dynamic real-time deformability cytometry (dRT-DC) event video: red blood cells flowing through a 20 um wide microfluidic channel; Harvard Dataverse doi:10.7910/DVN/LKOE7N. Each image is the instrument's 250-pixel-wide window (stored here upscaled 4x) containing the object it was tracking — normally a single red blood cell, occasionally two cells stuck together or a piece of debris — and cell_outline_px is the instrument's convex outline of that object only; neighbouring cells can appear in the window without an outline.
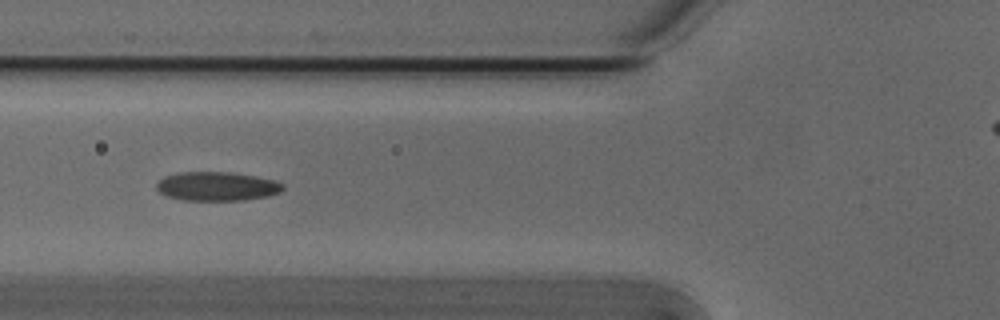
{"species": "Egyptian fruit bat (a non-hibernating species)", "species_latin": "Rousettus aegyptiacus", "temperature_condition": "cold", "stored_images_in_passage": 55, "camera_frame_rate_fps": 3000, "um_per_image_px": 0.085, "animal": {"sex": "male"}, "frame": {"image": 1, "passage_image": 20, "time_ms": 6.333, "image_size_px": [1000, 320], "cell_outline_px": [[284, 188], [280, 192], [268, 196], [244, 200], [184, 200], [168, 196], [160, 192], [156, 188], [156, 184], [164, 176], [180, 172], [232, 172], [272, 180], [284, 184]], "centroid_in_image_um": [18.43, 15.84], "position_along_channel_um": 107.4, "area_um2": 21.15}}
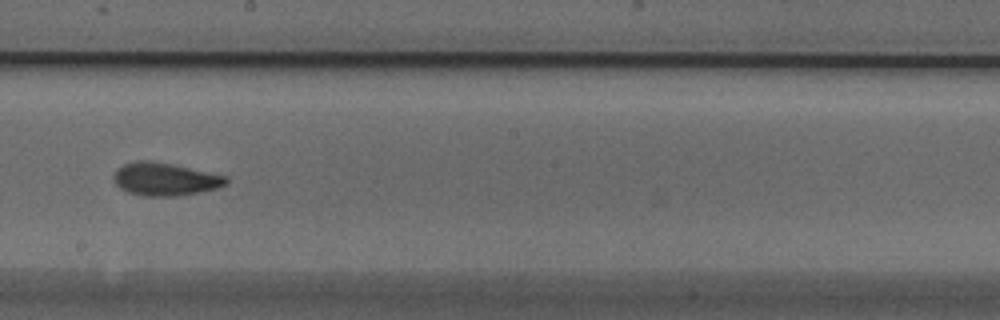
{"frame": {"image": 2, "passage_image": 30, "time_ms": 9.667, "image_size_px": [1000, 320], "cell_outline_px": [[228, 184], [220, 188], [200, 192], [176, 196], [144, 196], [128, 192], [120, 188], [116, 184], [112, 176], [124, 164], [136, 160], [144, 160], [172, 164], [228, 176]], "centroid_in_image_um": [14.07, 15.24], "position_along_channel_um": 234.1, "area_um2": 21.56}}
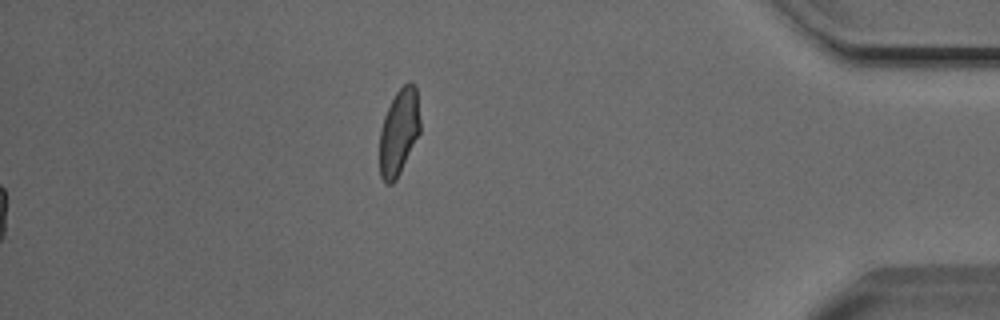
{"frame": {"image": 3, "passage_image": 55, "time_ms": 18.0, "image_size_px": [1000, 320], "cell_outline_px": [[420, 132], [396, 180], [392, 184], [384, 184], [380, 176], [380, 128], [384, 116], [396, 92], [404, 84], [412, 84], [416, 88], [420, 120]], "centroid_in_image_um": [33.89, 11.27], "position_along_channel_um": 401.3, "area_um2": 20.17}, "authors_computed_cell_mechanics": {"area_um2": 20.9814, "velocity_mm_per_s": 3.8016, "shape_relaxation_time_tau1_ms": 5.8274, "shape_relaxation_time_tau2_ms": 2.9133, "deformation_change_tau1": 0.1515, "deformation_change_tau2": 0.0912}}